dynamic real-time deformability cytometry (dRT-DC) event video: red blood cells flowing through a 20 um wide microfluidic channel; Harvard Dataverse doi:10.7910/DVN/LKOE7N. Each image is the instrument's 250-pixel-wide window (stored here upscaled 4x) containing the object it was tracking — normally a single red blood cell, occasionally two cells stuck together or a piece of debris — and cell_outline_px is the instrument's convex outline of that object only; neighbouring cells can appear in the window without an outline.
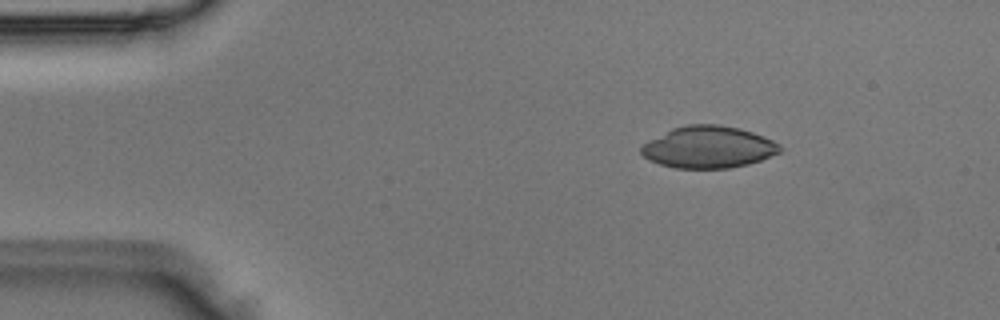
{"species": "Egyptian fruit bat (a non-hibernating species)", "species_latin": "Rousettus aegyptiacus", "temperature_condition": "room temperature", "stored_images_in_passage": 4, "camera_frame_rate_fps": 3000, "um_per_image_px": 0.085, "animal": {"sex": "male"}, "frame": {"image": 1, "passage_image": 2, "time_ms": 0.333, "image_size_px": [1000, 320], "cell_outline_px": [[784, 148], [780, 152], [760, 160], [748, 164], [728, 168], [676, 168], [660, 164], [648, 160], [640, 152], [640, 148], [644, 144], [672, 128], [688, 124], [720, 124], [740, 128], [764, 136], [780, 144]], "centroid_in_image_um": [60.24, 12.5], "position_along_channel_um": 24.8, "area_um2": 33.81}}